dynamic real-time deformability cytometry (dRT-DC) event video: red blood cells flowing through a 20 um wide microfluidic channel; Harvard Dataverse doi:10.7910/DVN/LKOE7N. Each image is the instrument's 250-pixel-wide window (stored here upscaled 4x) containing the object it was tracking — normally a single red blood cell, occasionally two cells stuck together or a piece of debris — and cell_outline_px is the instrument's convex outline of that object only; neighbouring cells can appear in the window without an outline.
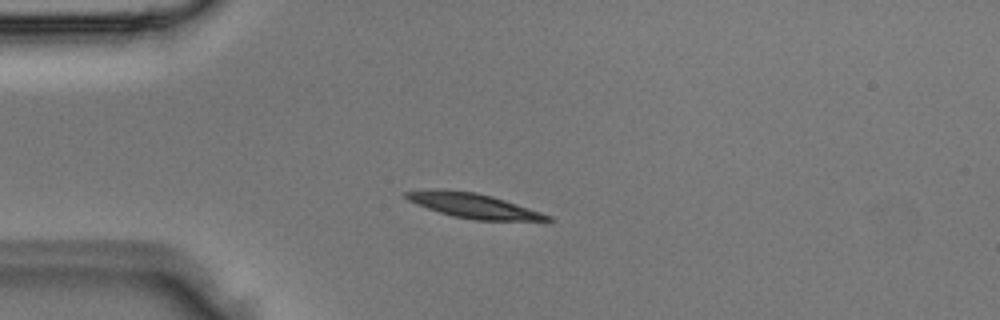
{"species": "Egyptian fruit bat (a non-hibernating species)", "species_latin": "Rousettus aegyptiacus", "temperature_condition": "room temperature", "stored_images_in_passage": 2, "camera_frame_rate_fps": 3000, "um_per_image_px": 0.085, "animal": {"sex": "male"}, "frame": {"image": 1, "passage_image": 2, "time_ms": 0.333, "image_size_px": [1000, 320], "cell_outline_px": [[556, 220], [476, 220], [452, 216], [416, 204], [408, 200], [404, 196], [404, 192], [432, 188], [444, 188], [476, 192], [492, 196], [552, 216]], "centroid_in_image_um": [40.17, 17.45], "position_along_channel_um": 44.8, "area_um2": 20.29}}